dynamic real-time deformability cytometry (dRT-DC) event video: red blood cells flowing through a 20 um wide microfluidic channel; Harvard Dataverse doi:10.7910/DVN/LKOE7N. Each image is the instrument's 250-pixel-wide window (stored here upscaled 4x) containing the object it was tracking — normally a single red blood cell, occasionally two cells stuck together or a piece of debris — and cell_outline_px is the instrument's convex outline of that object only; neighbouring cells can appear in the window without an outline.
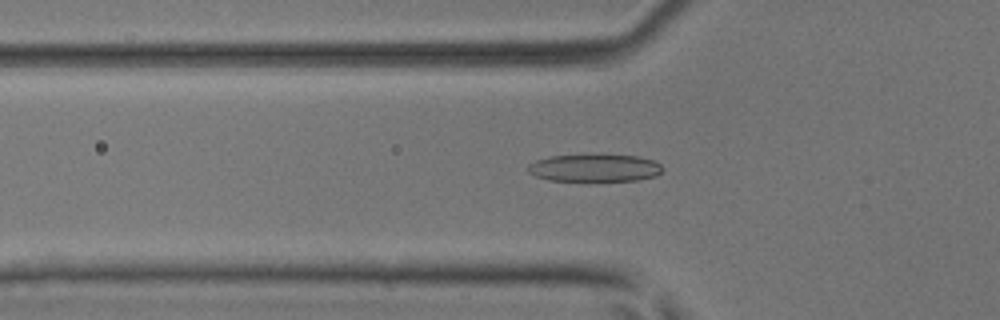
{"species": "common noctule bat (a hibernating species)", "species_latin": "Nyctalus noctula", "temperature_condition": "room temperature", "stored_images_in_passage": 42, "camera_frame_rate_fps": 3000, "um_per_image_px": 0.085, "animal": {"sex": "male", "body_mass_g": 17.9, "forearm_length_mm": 54.2}, "frame": {"image": 1, "passage_image": 9, "time_ms": 2.667, "image_size_px": [1000, 320], "cell_outline_px": [[664, 168], [656, 176], [636, 180], [548, 180], [536, 176], [528, 172], [528, 164], [536, 160], [552, 156], [640, 156], [652, 160], [660, 164]], "centroid_in_image_um": [50.55, 14.28], "position_along_channel_um": 75.3, "area_um2": 20.92}}
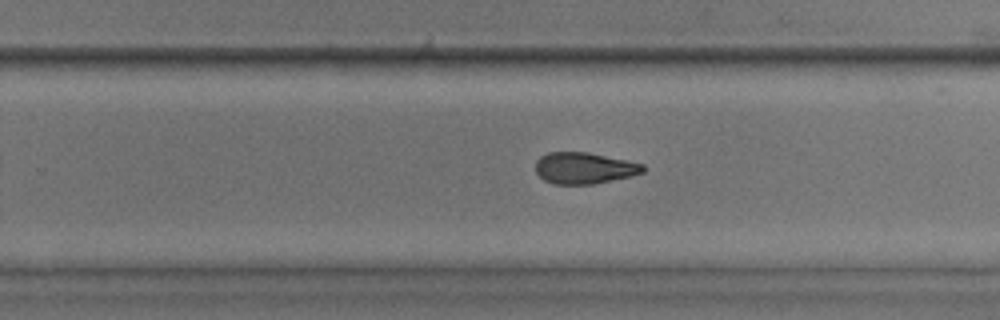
{"frame": {"image": 2, "passage_image": 24, "time_ms": 7.667, "image_size_px": [1000, 320], "cell_outline_px": [[644, 172], [632, 176], [592, 184], [552, 184], [544, 180], [536, 172], [536, 160], [540, 156], [548, 152], [588, 152], [628, 160], [644, 164]], "centroid_in_image_um": [49.66, 14.28], "position_along_channel_um": 280.1, "area_um2": 19.77}}
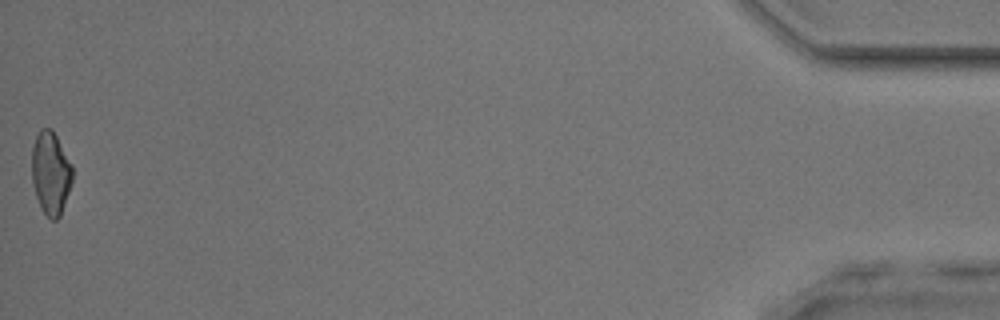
{"frame": {"image": 3, "passage_image": 42, "time_ms": 13.667, "image_size_px": [1000, 320], "cell_outline_px": [[72, 180], [60, 216], [56, 220], [52, 220], [44, 212], [36, 196], [32, 184], [32, 148], [36, 136], [40, 128], [52, 128], [72, 164]], "centroid_in_image_um": [4.3, 14.67], "position_along_channel_um": 430.9, "area_um2": 19.48}, "authors_computed_cell_mechanics": {"area_um2": 20.4323, "velocity_mm_per_s": 4.1077, "shape_relaxation_time_tau1_ms": 2.9309, "shape_relaxation_time_tau2_ms": 3.1224, "deformation_change_tau1": 0.1489, "deformation_change_tau2": 0.1208}}